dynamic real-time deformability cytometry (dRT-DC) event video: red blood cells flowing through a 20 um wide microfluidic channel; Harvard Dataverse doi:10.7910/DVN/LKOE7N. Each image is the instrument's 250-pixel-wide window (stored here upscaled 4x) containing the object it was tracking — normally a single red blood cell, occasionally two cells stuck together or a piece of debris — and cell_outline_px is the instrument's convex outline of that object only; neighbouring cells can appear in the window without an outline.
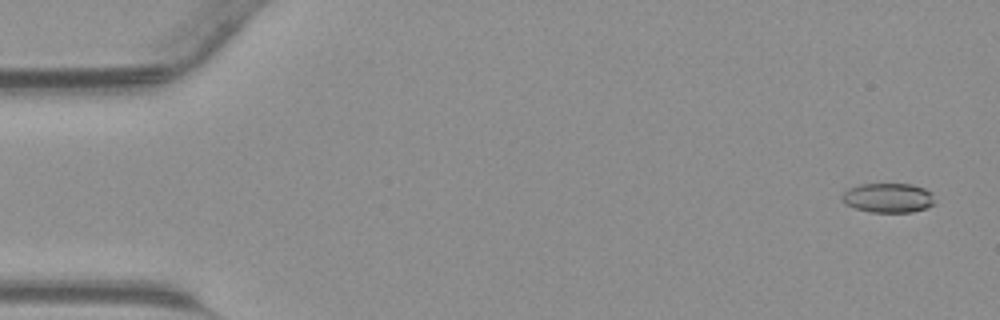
{"species": "common noctule bat (a hibernating species)", "species_latin": "Nyctalus noctula", "temperature_condition": "warm", "stored_images_in_passage": 44, "camera_frame_rate_fps": 3000, "um_per_image_px": 0.085, "animal": {"sex": "male", "body_mass_g": 23.1, "forearm_length_mm": 52.7}, "frame": {"image": 1, "passage_image": 2, "time_ms": 0.333, "image_size_px": [1000, 320], "cell_outline_px": [[936, 204], [912, 212], [872, 212], [856, 208], [844, 204], [840, 200], [840, 196], [848, 188], [860, 184], [912, 184], [924, 188], [932, 192], [936, 200]], "centroid_in_image_um": [75.5, 16.81], "position_along_channel_um": 9.5, "area_um2": 16.18}}
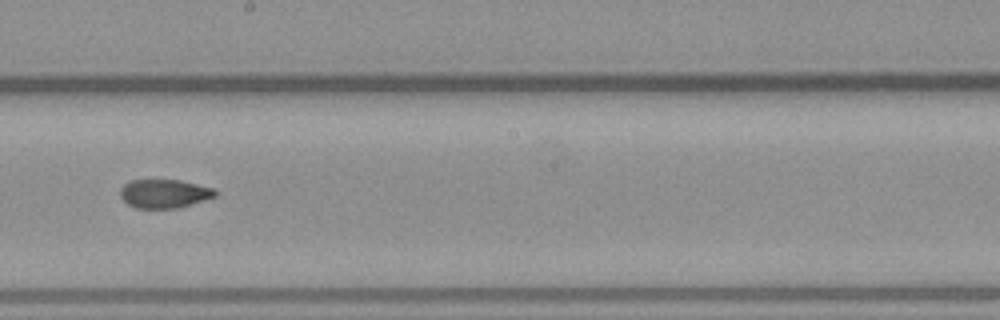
{"frame": {"image": 2, "passage_image": 25, "time_ms": 8.0, "image_size_px": [1000, 320], "cell_outline_px": [[216, 196], [204, 200], [176, 208], [136, 208], [128, 204], [120, 196], [120, 188], [124, 184], [132, 180], [180, 180], [216, 188]], "centroid_in_image_um": [13.97, 16.45], "position_along_channel_um": 234.2, "area_um2": 15.84}}
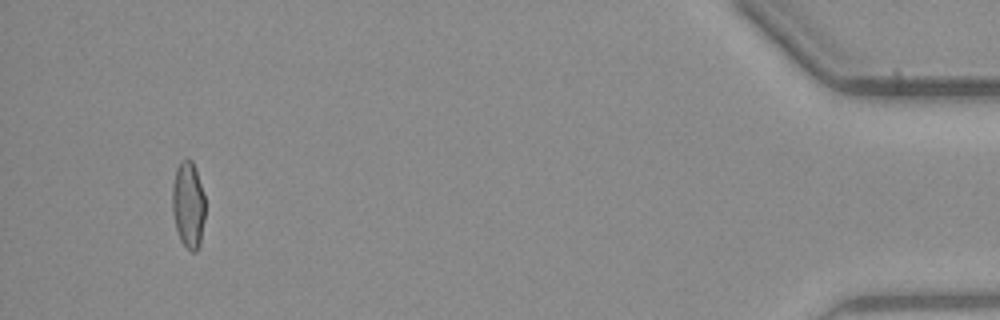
{"frame": {"image": 3, "passage_image": 42, "time_ms": 13.667, "image_size_px": [1000, 320], "cell_outline_px": [[204, 220], [200, 244], [196, 252], [192, 252], [180, 240], [176, 228], [172, 212], [172, 188], [176, 168], [180, 160], [192, 160], [204, 192]], "centroid_in_image_um": [16.0, 17.4], "position_along_channel_um": 419.2, "area_um2": 16.59}}